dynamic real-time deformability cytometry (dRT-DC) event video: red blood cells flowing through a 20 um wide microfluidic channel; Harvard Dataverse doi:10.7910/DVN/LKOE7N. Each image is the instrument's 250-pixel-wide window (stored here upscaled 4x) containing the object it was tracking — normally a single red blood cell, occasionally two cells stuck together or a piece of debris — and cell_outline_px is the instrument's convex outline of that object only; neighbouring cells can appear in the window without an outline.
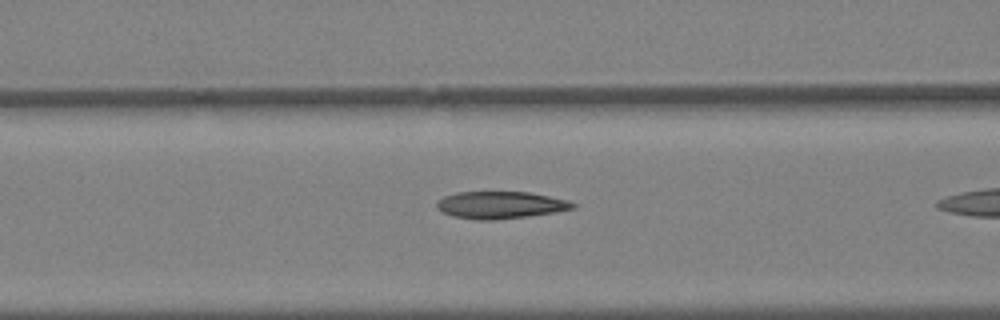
{"species": "Egyptian fruit bat (a non-hibernating species)", "species_latin": "Rousettus aegyptiacus", "temperature_condition": "warm", "stored_images_in_passage": 12, "camera_frame_rate_fps": 3000, "um_per_image_px": 0.085, "animal": {"sex": "female"}, "frame": {"image": 1, "passage_image": 9, "time_ms": 2.667, "image_size_px": [1000, 320], "cell_outline_px": [[576, 208], [556, 212], [528, 216], [496, 220], [476, 220], [452, 216], [436, 208], [436, 204], [444, 196], [456, 192], [528, 192], [568, 200], [576, 204]], "centroid_in_image_um": [42.55, 17.43], "position_along_channel_um": 124.1, "area_um2": 21.56}}